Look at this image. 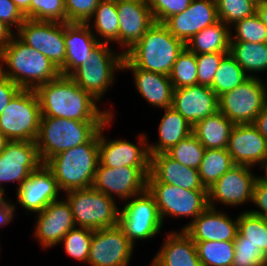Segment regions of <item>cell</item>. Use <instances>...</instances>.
<instances>
[{
	"label": "cell",
	"mask_w": 267,
	"mask_h": 266,
	"mask_svg": "<svg viewBox=\"0 0 267 266\" xmlns=\"http://www.w3.org/2000/svg\"><path fill=\"white\" fill-rule=\"evenodd\" d=\"M39 98L41 116L68 118L78 121H108L113 112L101 111L91 94L79 87L69 76L39 85L35 89Z\"/></svg>",
	"instance_id": "6da1fadb"
},
{
	"label": "cell",
	"mask_w": 267,
	"mask_h": 266,
	"mask_svg": "<svg viewBox=\"0 0 267 266\" xmlns=\"http://www.w3.org/2000/svg\"><path fill=\"white\" fill-rule=\"evenodd\" d=\"M0 72L21 89H36L56 79L60 72L41 52L23 43L16 35L0 51Z\"/></svg>",
	"instance_id": "7a4b0ae2"
},
{
	"label": "cell",
	"mask_w": 267,
	"mask_h": 266,
	"mask_svg": "<svg viewBox=\"0 0 267 266\" xmlns=\"http://www.w3.org/2000/svg\"><path fill=\"white\" fill-rule=\"evenodd\" d=\"M98 164L99 131L87 143L67 149L45 163L63 192L91 188Z\"/></svg>",
	"instance_id": "3957f363"
},
{
	"label": "cell",
	"mask_w": 267,
	"mask_h": 266,
	"mask_svg": "<svg viewBox=\"0 0 267 266\" xmlns=\"http://www.w3.org/2000/svg\"><path fill=\"white\" fill-rule=\"evenodd\" d=\"M185 47L163 23L155 22L124 57L137 68L169 76Z\"/></svg>",
	"instance_id": "277c9868"
},
{
	"label": "cell",
	"mask_w": 267,
	"mask_h": 266,
	"mask_svg": "<svg viewBox=\"0 0 267 266\" xmlns=\"http://www.w3.org/2000/svg\"><path fill=\"white\" fill-rule=\"evenodd\" d=\"M106 122L41 116L35 142L42 163L67 149L87 143Z\"/></svg>",
	"instance_id": "5b68a950"
},
{
	"label": "cell",
	"mask_w": 267,
	"mask_h": 266,
	"mask_svg": "<svg viewBox=\"0 0 267 266\" xmlns=\"http://www.w3.org/2000/svg\"><path fill=\"white\" fill-rule=\"evenodd\" d=\"M65 194L77 227L98 230L119 224L120 209L116 201L103 192L91 187L72 189Z\"/></svg>",
	"instance_id": "8992f818"
},
{
	"label": "cell",
	"mask_w": 267,
	"mask_h": 266,
	"mask_svg": "<svg viewBox=\"0 0 267 266\" xmlns=\"http://www.w3.org/2000/svg\"><path fill=\"white\" fill-rule=\"evenodd\" d=\"M41 109L34 89H20L0 115V132L10 141L35 142Z\"/></svg>",
	"instance_id": "52a82bcc"
},
{
	"label": "cell",
	"mask_w": 267,
	"mask_h": 266,
	"mask_svg": "<svg viewBox=\"0 0 267 266\" xmlns=\"http://www.w3.org/2000/svg\"><path fill=\"white\" fill-rule=\"evenodd\" d=\"M108 43L100 42L92 51L90 59L76 68L69 77L97 101L114 83L115 71L122 70L123 53H114Z\"/></svg>",
	"instance_id": "ba28073f"
},
{
	"label": "cell",
	"mask_w": 267,
	"mask_h": 266,
	"mask_svg": "<svg viewBox=\"0 0 267 266\" xmlns=\"http://www.w3.org/2000/svg\"><path fill=\"white\" fill-rule=\"evenodd\" d=\"M260 77H249L242 84L218 97L219 111L234 124H253L267 97Z\"/></svg>",
	"instance_id": "9c48e42d"
},
{
	"label": "cell",
	"mask_w": 267,
	"mask_h": 266,
	"mask_svg": "<svg viewBox=\"0 0 267 266\" xmlns=\"http://www.w3.org/2000/svg\"><path fill=\"white\" fill-rule=\"evenodd\" d=\"M120 210L119 226L134 245L138 240H146L160 232L163 222L160 218L156 201L146 189L132 197Z\"/></svg>",
	"instance_id": "30bf717a"
},
{
	"label": "cell",
	"mask_w": 267,
	"mask_h": 266,
	"mask_svg": "<svg viewBox=\"0 0 267 266\" xmlns=\"http://www.w3.org/2000/svg\"><path fill=\"white\" fill-rule=\"evenodd\" d=\"M162 222L166 216L193 218L194 221L209 205L207 190H186L165 183H147Z\"/></svg>",
	"instance_id": "8fae6325"
},
{
	"label": "cell",
	"mask_w": 267,
	"mask_h": 266,
	"mask_svg": "<svg viewBox=\"0 0 267 266\" xmlns=\"http://www.w3.org/2000/svg\"><path fill=\"white\" fill-rule=\"evenodd\" d=\"M15 35L45 55L59 70L65 63L64 23L26 19Z\"/></svg>",
	"instance_id": "7c38bea8"
},
{
	"label": "cell",
	"mask_w": 267,
	"mask_h": 266,
	"mask_svg": "<svg viewBox=\"0 0 267 266\" xmlns=\"http://www.w3.org/2000/svg\"><path fill=\"white\" fill-rule=\"evenodd\" d=\"M149 174L150 167L110 168L99 163L92 187L113 199L117 195L126 201L147 189Z\"/></svg>",
	"instance_id": "4fadbf2b"
},
{
	"label": "cell",
	"mask_w": 267,
	"mask_h": 266,
	"mask_svg": "<svg viewBox=\"0 0 267 266\" xmlns=\"http://www.w3.org/2000/svg\"><path fill=\"white\" fill-rule=\"evenodd\" d=\"M134 245L119 225L93 230L90 266H128Z\"/></svg>",
	"instance_id": "5bb4252c"
},
{
	"label": "cell",
	"mask_w": 267,
	"mask_h": 266,
	"mask_svg": "<svg viewBox=\"0 0 267 266\" xmlns=\"http://www.w3.org/2000/svg\"><path fill=\"white\" fill-rule=\"evenodd\" d=\"M252 168L235 165L221 176L207 189L209 207L215 208L216 201L224 206H238L252 202L253 186L256 181Z\"/></svg>",
	"instance_id": "9a60e30c"
},
{
	"label": "cell",
	"mask_w": 267,
	"mask_h": 266,
	"mask_svg": "<svg viewBox=\"0 0 267 266\" xmlns=\"http://www.w3.org/2000/svg\"><path fill=\"white\" fill-rule=\"evenodd\" d=\"M42 164L36 142L9 141L0 153V191L3 182H19L18 189Z\"/></svg>",
	"instance_id": "2e32d148"
},
{
	"label": "cell",
	"mask_w": 267,
	"mask_h": 266,
	"mask_svg": "<svg viewBox=\"0 0 267 266\" xmlns=\"http://www.w3.org/2000/svg\"><path fill=\"white\" fill-rule=\"evenodd\" d=\"M112 119L114 115L99 130V163L110 168L150 167L151 157L148 151L147 135L140 134L139 145L125 139L107 140L103 130L109 126Z\"/></svg>",
	"instance_id": "e0dca14e"
},
{
	"label": "cell",
	"mask_w": 267,
	"mask_h": 266,
	"mask_svg": "<svg viewBox=\"0 0 267 266\" xmlns=\"http://www.w3.org/2000/svg\"><path fill=\"white\" fill-rule=\"evenodd\" d=\"M37 214L34 235L44 249L56 246L76 227L71 206L66 198L50 202Z\"/></svg>",
	"instance_id": "ac0fdd59"
},
{
	"label": "cell",
	"mask_w": 267,
	"mask_h": 266,
	"mask_svg": "<svg viewBox=\"0 0 267 266\" xmlns=\"http://www.w3.org/2000/svg\"><path fill=\"white\" fill-rule=\"evenodd\" d=\"M218 21L215 0H192L188 8L170 16L163 24L186 45L194 35Z\"/></svg>",
	"instance_id": "d6986e66"
},
{
	"label": "cell",
	"mask_w": 267,
	"mask_h": 266,
	"mask_svg": "<svg viewBox=\"0 0 267 266\" xmlns=\"http://www.w3.org/2000/svg\"><path fill=\"white\" fill-rule=\"evenodd\" d=\"M119 18V44L125 54L155 23L147 0H116Z\"/></svg>",
	"instance_id": "ffe728a7"
},
{
	"label": "cell",
	"mask_w": 267,
	"mask_h": 266,
	"mask_svg": "<svg viewBox=\"0 0 267 266\" xmlns=\"http://www.w3.org/2000/svg\"><path fill=\"white\" fill-rule=\"evenodd\" d=\"M17 202L27 212L38 213L58 200L60 192L53 172L42 164L37 170L31 172L29 178L18 188Z\"/></svg>",
	"instance_id": "44dd1931"
},
{
	"label": "cell",
	"mask_w": 267,
	"mask_h": 266,
	"mask_svg": "<svg viewBox=\"0 0 267 266\" xmlns=\"http://www.w3.org/2000/svg\"><path fill=\"white\" fill-rule=\"evenodd\" d=\"M172 107L193 126L219 111L218 96L200 84L174 89Z\"/></svg>",
	"instance_id": "7402d4cb"
},
{
	"label": "cell",
	"mask_w": 267,
	"mask_h": 266,
	"mask_svg": "<svg viewBox=\"0 0 267 266\" xmlns=\"http://www.w3.org/2000/svg\"><path fill=\"white\" fill-rule=\"evenodd\" d=\"M227 150L235 165L253 167L267 158V140L253 124H235Z\"/></svg>",
	"instance_id": "603a6c76"
},
{
	"label": "cell",
	"mask_w": 267,
	"mask_h": 266,
	"mask_svg": "<svg viewBox=\"0 0 267 266\" xmlns=\"http://www.w3.org/2000/svg\"><path fill=\"white\" fill-rule=\"evenodd\" d=\"M229 217L216 207L208 206L181 230L193 241H234L238 232V217L236 220Z\"/></svg>",
	"instance_id": "cb8c5ba5"
},
{
	"label": "cell",
	"mask_w": 267,
	"mask_h": 266,
	"mask_svg": "<svg viewBox=\"0 0 267 266\" xmlns=\"http://www.w3.org/2000/svg\"><path fill=\"white\" fill-rule=\"evenodd\" d=\"M147 183L171 184L186 190H207L201 183L198 170L182 165L166 152L151 156Z\"/></svg>",
	"instance_id": "d4e9b609"
},
{
	"label": "cell",
	"mask_w": 267,
	"mask_h": 266,
	"mask_svg": "<svg viewBox=\"0 0 267 266\" xmlns=\"http://www.w3.org/2000/svg\"><path fill=\"white\" fill-rule=\"evenodd\" d=\"M92 29L87 23H64L66 55L65 63L59 69L60 75L69 76L83 62L90 59L91 51L100 43Z\"/></svg>",
	"instance_id": "484cf974"
},
{
	"label": "cell",
	"mask_w": 267,
	"mask_h": 266,
	"mask_svg": "<svg viewBox=\"0 0 267 266\" xmlns=\"http://www.w3.org/2000/svg\"><path fill=\"white\" fill-rule=\"evenodd\" d=\"M124 69L132 71L137 91L149 104L163 110L172 107L174 88L169 76L137 68L125 57L122 71Z\"/></svg>",
	"instance_id": "4316f807"
},
{
	"label": "cell",
	"mask_w": 267,
	"mask_h": 266,
	"mask_svg": "<svg viewBox=\"0 0 267 266\" xmlns=\"http://www.w3.org/2000/svg\"><path fill=\"white\" fill-rule=\"evenodd\" d=\"M150 266H202L196 244L185 233L172 231L166 235L160 251Z\"/></svg>",
	"instance_id": "83f0119b"
},
{
	"label": "cell",
	"mask_w": 267,
	"mask_h": 266,
	"mask_svg": "<svg viewBox=\"0 0 267 266\" xmlns=\"http://www.w3.org/2000/svg\"><path fill=\"white\" fill-rule=\"evenodd\" d=\"M164 110L165 113L158 125L159 141L154 145L148 144L150 157L157 153L167 152L172 146L193 133V125L173 107Z\"/></svg>",
	"instance_id": "f1b7e54d"
},
{
	"label": "cell",
	"mask_w": 267,
	"mask_h": 266,
	"mask_svg": "<svg viewBox=\"0 0 267 266\" xmlns=\"http://www.w3.org/2000/svg\"><path fill=\"white\" fill-rule=\"evenodd\" d=\"M235 124L223 113H216L198 121L193 126V134L205 149L227 148L231 131Z\"/></svg>",
	"instance_id": "f546056e"
},
{
	"label": "cell",
	"mask_w": 267,
	"mask_h": 266,
	"mask_svg": "<svg viewBox=\"0 0 267 266\" xmlns=\"http://www.w3.org/2000/svg\"><path fill=\"white\" fill-rule=\"evenodd\" d=\"M230 27L222 21L205 27L194 35L187 43L186 48L196 55L207 53H229L231 33Z\"/></svg>",
	"instance_id": "4dcf8cb0"
},
{
	"label": "cell",
	"mask_w": 267,
	"mask_h": 266,
	"mask_svg": "<svg viewBox=\"0 0 267 266\" xmlns=\"http://www.w3.org/2000/svg\"><path fill=\"white\" fill-rule=\"evenodd\" d=\"M91 19H94L92 23H94L93 28L97 33L95 37H101L98 39L99 42L108 44L117 42L119 44V18L116 0H101L86 23L90 24Z\"/></svg>",
	"instance_id": "1f68e13d"
},
{
	"label": "cell",
	"mask_w": 267,
	"mask_h": 266,
	"mask_svg": "<svg viewBox=\"0 0 267 266\" xmlns=\"http://www.w3.org/2000/svg\"><path fill=\"white\" fill-rule=\"evenodd\" d=\"M229 54L247 74L267 70V42H230Z\"/></svg>",
	"instance_id": "d6a6232c"
},
{
	"label": "cell",
	"mask_w": 267,
	"mask_h": 266,
	"mask_svg": "<svg viewBox=\"0 0 267 266\" xmlns=\"http://www.w3.org/2000/svg\"><path fill=\"white\" fill-rule=\"evenodd\" d=\"M233 166L227 148L206 149L198 169L201 183L208 189Z\"/></svg>",
	"instance_id": "836d02e7"
},
{
	"label": "cell",
	"mask_w": 267,
	"mask_h": 266,
	"mask_svg": "<svg viewBox=\"0 0 267 266\" xmlns=\"http://www.w3.org/2000/svg\"><path fill=\"white\" fill-rule=\"evenodd\" d=\"M249 77H255V75H247L236 60L228 53L220 62L210 88L219 97L233 90Z\"/></svg>",
	"instance_id": "e575fe53"
},
{
	"label": "cell",
	"mask_w": 267,
	"mask_h": 266,
	"mask_svg": "<svg viewBox=\"0 0 267 266\" xmlns=\"http://www.w3.org/2000/svg\"><path fill=\"white\" fill-rule=\"evenodd\" d=\"M202 266H232L234 241H194Z\"/></svg>",
	"instance_id": "d590c367"
},
{
	"label": "cell",
	"mask_w": 267,
	"mask_h": 266,
	"mask_svg": "<svg viewBox=\"0 0 267 266\" xmlns=\"http://www.w3.org/2000/svg\"><path fill=\"white\" fill-rule=\"evenodd\" d=\"M238 232L243 236V242L259 247L267 256V220L249 211H242L238 216Z\"/></svg>",
	"instance_id": "8d00e7d4"
},
{
	"label": "cell",
	"mask_w": 267,
	"mask_h": 266,
	"mask_svg": "<svg viewBox=\"0 0 267 266\" xmlns=\"http://www.w3.org/2000/svg\"><path fill=\"white\" fill-rule=\"evenodd\" d=\"M196 54L186 47L178 55L169 74L174 89L198 84Z\"/></svg>",
	"instance_id": "74e56055"
},
{
	"label": "cell",
	"mask_w": 267,
	"mask_h": 266,
	"mask_svg": "<svg viewBox=\"0 0 267 266\" xmlns=\"http://www.w3.org/2000/svg\"><path fill=\"white\" fill-rule=\"evenodd\" d=\"M205 150L198 138L192 133L172 146L166 153L182 165L198 170Z\"/></svg>",
	"instance_id": "f35d334b"
},
{
	"label": "cell",
	"mask_w": 267,
	"mask_h": 266,
	"mask_svg": "<svg viewBox=\"0 0 267 266\" xmlns=\"http://www.w3.org/2000/svg\"><path fill=\"white\" fill-rule=\"evenodd\" d=\"M93 230L75 227L70 230L60 241L64 243V250L68 256L83 263L88 262L92 242Z\"/></svg>",
	"instance_id": "ab89813d"
},
{
	"label": "cell",
	"mask_w": 267,
	"mask_h": 266,
	"mask_svg": "<svg viewBox=\"0 0 267 266\" xmlns=\"http://www.w3.org/2000/svg\"><path fill=\"white\" fill-rule=\"evenodd\" d=\"M236 35L231 34L230 42L266 43L267 27L257 13L231 25Z\"/></svg>",
	"instance_id": "60d3db41"
},
{
	"label": "cell",
	"mask_w": 267,
	"mask_h": 266,
	"mask_svg": "<svg viewBox=\"0 0 267 266\" xmlns=\"http://www.w3.org/2000/svg\"><path fill=\"white\" fill-rule=\"evenodd\" d=\"M215 2L218 20L229 26L256 13V4L250 0H215Z\"/></svg>",
	"instance_id": "b9f144b4"
},
{
	"label": "cell",
	"mask_w": 267,
	"mask_h": 266,
	"mask_svg": "<svg viewBox=\"0 0 267 266\" xmlns=\"http://www.w3.org/2000/svg\"><path fill=\"white\" fill-rule=\"evenodd\" d=\"M30 19L66 23L64 0H31Z\"/></svg>",
	"instance_id": "7bdbcfd3"
},
{
	"label": "cell",
	"mask_w": 267,
	"mask_h": 266,
	"mask_svg": "<svg viewBox=\"0 0 267 266\" xmlns=\"http://www.w3.org/2000/svg\"><path fill=\"white\" fill-rule=\"evenodd\" d=\"M232 266H267V256L252 243L243 242V236L237 232L234 239V261Z\"/></svg>",
	"instance_id": "ee69618b"
},
{
	"label": "cell",
	"mask_w": 267,
	"mask_h": 266,
	"mask_svg": "<svg viewBox=\"0 0 267 266\" xmlns=\"http://www.w3.org/2000/svg\"><path fill=\"white\" fill-rule=\"evenodd\" d=\"M228 53L196 55L198 84L211 87L220 62Z\"/></svg>",
	"instance_id": "f6af8a7d"
},
{
	"label": "cell",
	"mask_w": 267,
	"mask_h": 266,
	"mask_svg": "<svg viewBox=\"0 0 267 266\" xmlns=\"http://www.w3.org/2000/svg\"><path fill=\"white\" fill-rule=\"evenodd\" d=\"M155 22L163 23L172 15L189 7L192 0H147Z\"/></svg>",
	"instance_id": "bcb514c9"
},
{
	"label": "cell",
	"mask_w": 267,
	"mask_h": 266,
	"mask_svg": "<svg viewBox=\"0 0 267 266\" xmlns=\"http://www.w3.org/2000/svg\"><path fill=\"white\" fill-rule=\"evenodd\" d=\"M101 0H64L66 23H86Z\"/></svg>",
	"instance_id": "7dc6e473"
},
{
	"label": "cell",
	"mask_w": 267,
	"mask_h": 266,
	"mask_svg": "<svg viewBox=\"0 0 267 266\" xmlns=\"http://www.w3.org/2000/svg\"><path fill=\"white\" fill-rule=\"evenodd\" d=\"M0 20L11 29L16 27L18 30L26 18L12 0H0Z\"/></svg>",
	"instance_id": "c3c4849f"
},
{
	"label": "cell",
	"mask_w": 267,
	"mask_h": 266,
	"mask_svg": "<svg viewBox=\"0 0 267 266\" xmlns=\"http://www.w3.org/2000/svg\"><path fill=\"white\" fill-rule=\"evenodd\" d=\"M252 202L261 210H251L254 215L261 216L267 220V186L261 184L257 179L253 186Z\"/></svg>",
	"instance_id": "681fc988"
},
{
	"label": "cell",
	"mask_w": 267,
	"mask_h": 266,
	"mask_svg": "<svg viewBox=\"0 0 267 266\" xmlns=\"http://www.w3.org/2000/svg\"><path fill=\"white\" fill-rule=\"evenodd\" d=\"M21 88L0 72V115Z\"/></svg>",
	"instance_id": "f907efd6"
},
{
	"label": "cell",
	"mask_w": 267,
	"mask_h": 266,
	"mask_svg": "<svg viewBox=\"0 0 267 266\" xmlns=\"http://www.w3.org/2000/svg\"><path fill=\"white\" fill-rule=\"evenodd\" d=\"M16 204H10L5 197L0 199V226H4L12 221L15 215Z\"/></svg>",
	"instance_id": "816d5d0a"
},
{
	"label": "cell",
	"mask_w": 267,
	"mask_h": 266,
	"mask_svg": "<svg viewBox=\"0 0 267 266\" xmlns=\"http://www.w3.org/2000/svg\"><path fill=\"white\" fill-rule=\"evenodd\" d=\"M253 125L258 129L260 134L267 140V97L265 99L263 108L256 117Z\"/></svg>",
	"instance_id": "f5cc1de1"
},
{
	"label": "cell",
	"mask_w": 267,
	"mask_h": 266,
	"mask_svg": "<svg viewBox=\"0 0 267 266\" xmlns=\"http://www.w3.org/2000/svg\"><path fill=\"white\" fill-rule=\"evenodd\" d=\"M15 35V32L0 20V51L10 42L11 38Z\"/></svg>",
	"instance_id": "db71d44e"
},
{
	"label": "cell",
	"mask_w": 267,
	"mask_h": 266,
	"mask_svg": "<svg viewBox=\"0 0 267 266\" xmlns=\"http://www.w3.org/2000/svg\"><path fill=\"white\" fill-rule=\"evenodd\" d=\"M19 10L25 15L26 19H30V2L31 0H12Z\"/></svg>",
	"instance_id": "11a10c76"
},
{
	"label": "cell",
	"mask_w": 267,
	"mask_h": 266,
	"mask_svg": "<svg viewBox=\"0 0 267 266\" xmlns=\"http://www.w3.org/2000/svg\"><path fill=\"white\" fill-rule=\"evenodd\" d=\"M256 13L260 17L263 24L267 27V0L256 5Z\"/></svg>",
	"instance_id": "9f6ffc18"
},
{
	"label": "cell",
	"mask_w": 267,
	"mask_h": 266,
	"mask_svg": "<svg viewBox=\"0 0 267 266\" xmlns=\"http://www.w3.org/2000/svg\"><path fill=\"white\" fill-rule=\"evenodd\" d=\"M259 165L264 169V171H265L266 173H265V176H258V177H256V179H257L261 184L267 186V158H266L265 160H263Z\"/></svg>",
	"instance_id": "6f0895ef"
},
{
	"label": "cell",
	"mask_w": 267,
	"mask_h": 266,
	"mask_svg": "<svg viewBox=\"0 0 267 266\" xmlns=\"http://www.w3.org/2000/svg\"><path fill=\"white\" fill-rule=\"evenodd\" d=\"M10 140L0 132V153L5 149L6 144Z\"/></svg>",
	"instance_id": "680465c9"
},
{
	"label": "cell",
	"mask_w": 267,
	"mask_h": 266,
	"mask_svg": "<svg viewBox=\"0 0 267 266\" xmlns=\"http://www.w3.org/2000/svg\"><path fill=\"white\" fill-rule=\"evenodd\" d=\"M250 1H252V2L255 3L256 5H258L259 3H261V2L264 1V0H250Z\"/></svg>",
	"instance_id": "91938a15"
},
{
	"label": "cell",
	"mask_w": 267,
	"mask_h": 266,
	"mask_svg": "<svg viewBox=\"0 0 267 266\" xmlns=\"http://www.w3.org/2000/svg\"><path fill=\"white\" fill-rule=\"evenodd\" d=\"M3 197H6V195L4 196V193L0 191V199H2Z\"/></svg>",
	"instance_id": "94428289"
}]
</instances>
